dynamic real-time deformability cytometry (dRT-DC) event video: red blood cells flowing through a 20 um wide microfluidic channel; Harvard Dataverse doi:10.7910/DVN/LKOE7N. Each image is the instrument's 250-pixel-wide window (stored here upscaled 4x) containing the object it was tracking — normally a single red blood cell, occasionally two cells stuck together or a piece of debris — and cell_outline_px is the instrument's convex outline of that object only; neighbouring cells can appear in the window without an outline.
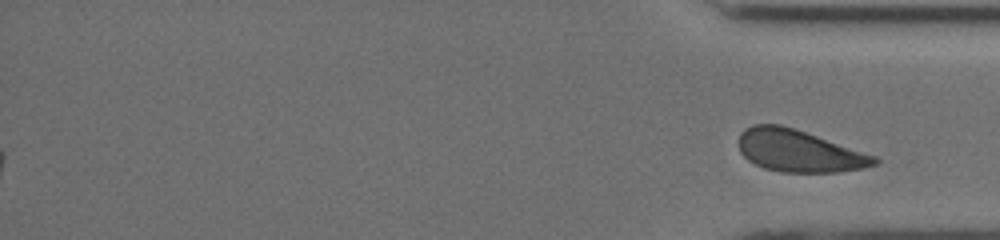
{"species": "human", "species_latin": "Homo sapiens", "temperature_condition": "cold", "stored_images_in_passage": 43, "segment_of_instrument_passage": [2, 2], "camera_frame_rate_fps": 3000, "um_per_image_px": 0.085, "donor": {"sex": "male"}, "frame": {"image": 1, "passage_image": 43, "time_ms": 16.333, "image_size_px": [1000, 240], "cell_outline_px": [[880, 164], [864, 168], [836, 172], [780, 172], [764, 168], [748, 160], [740, 152], [740, 132], [744, 128], [752, 124], [780, 124], [876, 156], [880, 160]], "centroid_in_image_um": [67.91, 12.84], "position_along_channel_um": 367.3, "area_um2": 33.0}}